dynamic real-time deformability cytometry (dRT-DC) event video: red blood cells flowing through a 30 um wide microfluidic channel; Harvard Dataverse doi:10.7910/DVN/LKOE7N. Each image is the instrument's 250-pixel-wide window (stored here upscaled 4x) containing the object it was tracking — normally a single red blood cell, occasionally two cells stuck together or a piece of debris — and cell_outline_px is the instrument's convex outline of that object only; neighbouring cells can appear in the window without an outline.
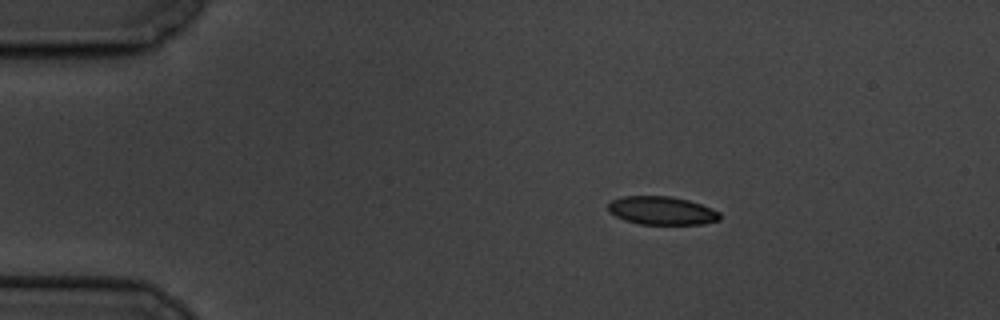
{"species": "common noctule bat (a hibernating species)", "species_latin": "Nyctalus noctula", "temperature_condition": "cold", "stored_images_in_passage": 5, "camera_frame_rate_fps": 3000, "um_per_image_px": 0.085, "animal": {"sex": "male", "body_mass_g": 19.5, "forearm_length_mm": 54.6}, "frame": {"image": 1, "passage_image": 3, "time_ms": 2.0, "image_size_px": [1000, 320], "cell_outline_px": [[720, 220], [704, 224], [640, 224], [624, 220], [616, 216], [608, 208], [608, 204], [612, 200], [624, 196], [672, 196], [688, 200], [712, 208], [720, 212]], "centroid_in_image_um": [56.29, 17.9], "position_along_channel_um": 28.7, "area_um2": 18.38}}